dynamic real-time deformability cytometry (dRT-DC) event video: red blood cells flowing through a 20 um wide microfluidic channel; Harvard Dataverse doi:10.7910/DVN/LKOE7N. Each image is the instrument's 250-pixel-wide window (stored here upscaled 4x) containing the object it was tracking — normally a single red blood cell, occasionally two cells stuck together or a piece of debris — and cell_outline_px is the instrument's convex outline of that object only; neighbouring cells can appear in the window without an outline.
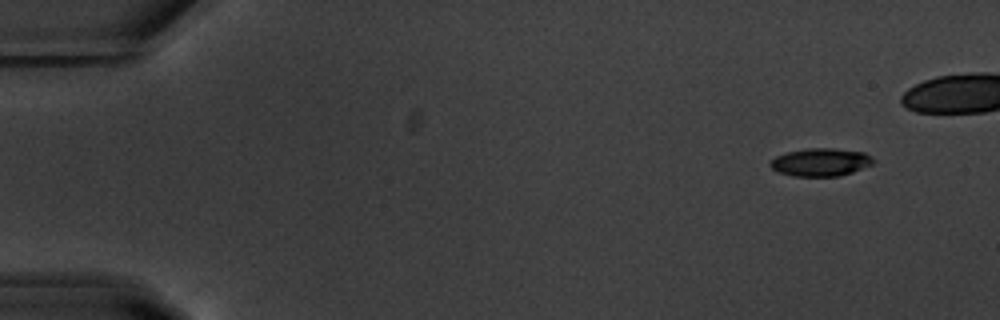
{"species": "common noctule bat (a hibernating species)", "species_latin": "Nyctalus noctula", "temperature_condition": "warm", "stored_images_in_passage": 45, "camera_frame_rate_fps": 3000, "um_per_image_px": 0.085, "animal": {"sex": "male", "body_mass_g": 20.1, "forearm_length_mm": 53.5}, "frame": {"image": 1, "passage_image": 1, "time_ms": 0.0, "image_size_px": [1000, 320], "cell_outline_px": [[872, 164], [852, 172], [840, 176], [792, 176], [780, 172], [772, 168], [768, 164], [776, 156], [788, 152], [808, 148], [836, 148], [864, 152], [872, 156]], "centroid_in_image_um": [69.76, 13.78], "position_along_channel_um": 15.2, "area_um2": 16.65}}
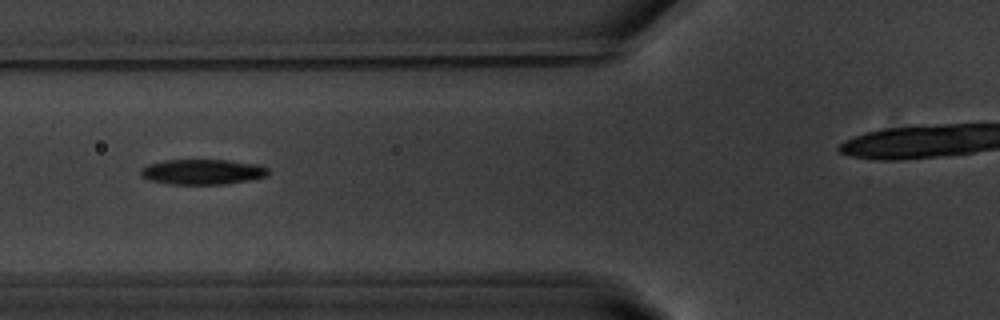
{"frame": {"image": 2, "passage_image": 18, "time_ms": 5.667, "image_size_px": [1000, 320], "cell_outline_px": [[268, 172], [264, 176], [248, 180], [224, 184], [172, 184], [148, 180], [140, 176], [140, 168], [148, 164], [164, 160], [228, 160], [260, 164], [268, 168]], "centroid_in_image_um": [17.16, 14.6], "position_along_channel_um": 108.6, "area_um2": 18.79}}
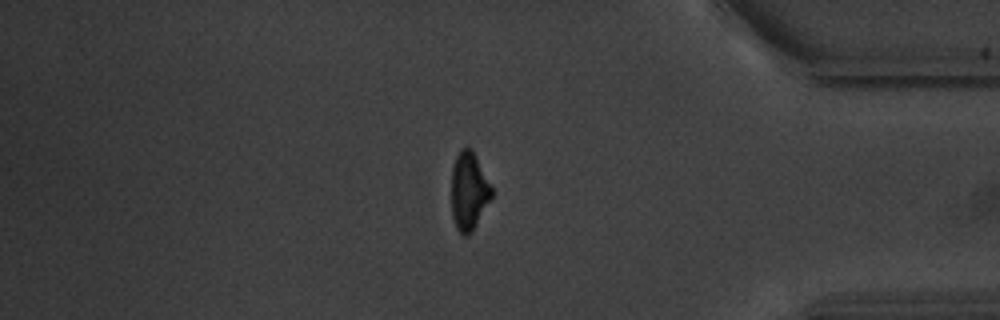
{"frame": {"image": 3, "passage_image": 43, "time_ms": 14.0, "image_size_px": [1000, 320], "cell_outline_px": [[492, 200], [472, 232], [468, 236], [464, 236], [456, 228], [452, 216], [452, 168], [456, 156], [460, 148], [468, 144], [472, 148], [492, 188]], "centroid_in_image_um": [39.86, 16.24], "position_along_channel_um": 395.3, "area_um2": 18.61}}